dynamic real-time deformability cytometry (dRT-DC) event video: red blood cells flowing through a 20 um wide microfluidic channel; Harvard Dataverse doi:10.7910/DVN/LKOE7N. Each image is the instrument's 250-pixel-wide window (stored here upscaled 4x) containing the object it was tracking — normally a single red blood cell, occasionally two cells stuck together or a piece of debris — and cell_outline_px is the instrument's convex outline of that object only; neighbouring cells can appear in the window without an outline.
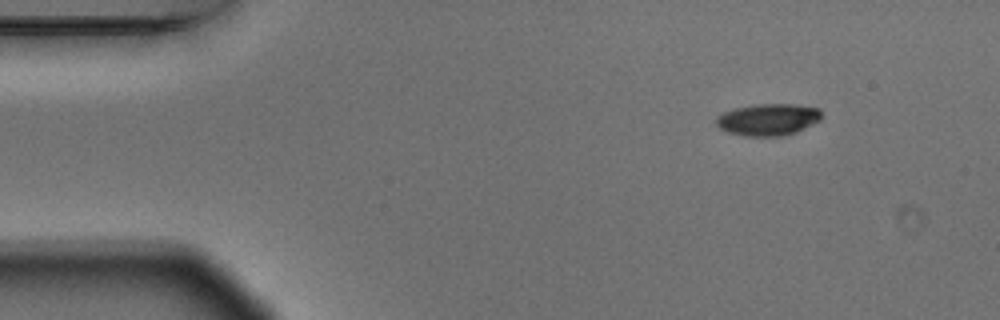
{"species": "Egyptian fruit bat (a non-hibernating species)", "species_latin": "Rousettus aegyptiacus", "temperature_condition": "warm", "stored_images_in_passage": 3, "camera_frame_rate_fps": 3000, "um_per_image_px": 0.085, "animal": {"sex": "male"}, "frame": {"image": 1, "passage_image": 1, "time_ms": 0.0, "image_size_px": [1000, 320], "cell_outline_px": [[820, 120], [796, 132], [784, 136], [744, 136], [728, 132], [720, 128], [716, 124], [716, 116], [724, 112], [736, 108], [756, 104], [792, 104], [820, 108]], "centroid_in_image_um": [65.27, 10.16], "position_along_channel_um": 19.7, "area_um2": 19.48}}
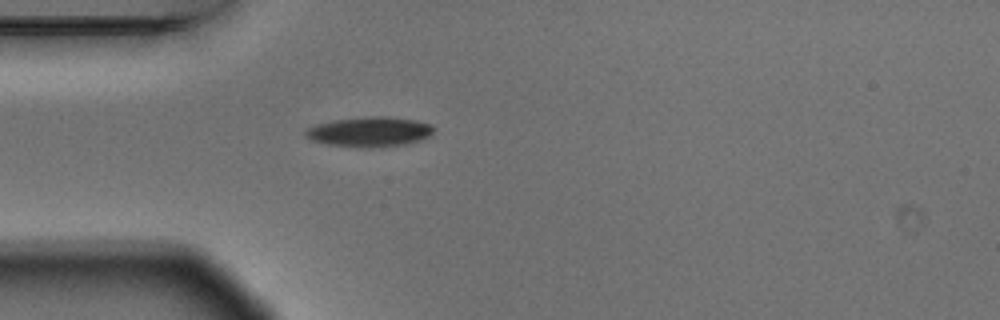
{"frame": {"image": 2, "passage_image": 3, "time_ms": 0.667, "image_size_px": [1000, 320], "cell_outline_px": [[432, 132], [428, 136], [420, 140], [408, 144], [372, 148], [360, 148], [328, 144], [312, 140], [304, 136], [304, 132], [308, 128], [316, 124], [332, 120], [372, 116], [388, 116], [416, 120], [432, 124]], "centroid_in_image_um": [31.4, 11.2], "position_along_channel_um": 53.6, "area_um2": 22.48}}